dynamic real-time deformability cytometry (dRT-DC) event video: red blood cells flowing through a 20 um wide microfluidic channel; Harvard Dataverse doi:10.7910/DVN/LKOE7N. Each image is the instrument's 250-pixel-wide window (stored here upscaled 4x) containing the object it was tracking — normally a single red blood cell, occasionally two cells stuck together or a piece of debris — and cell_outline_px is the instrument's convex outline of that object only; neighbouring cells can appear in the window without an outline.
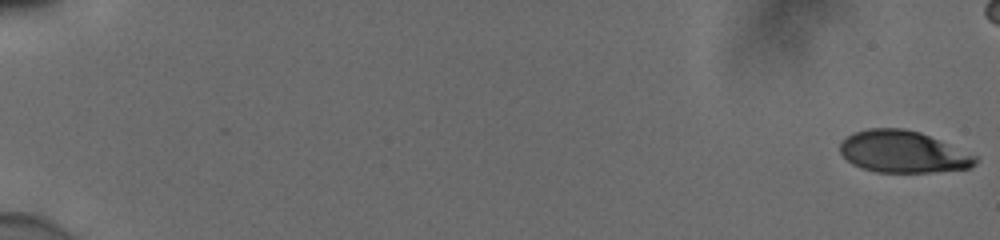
{"species": "human", "species_latin": "Homo sapiens", "temperature_condition": "cold", "stored_images_in_passage": 53, "camera_frame_rate_fps": 3000, "um_per_image_px": 0.085, "donor": {"sex": "male"}, "frame": {"image": 1, "passage_image": 1, "time_ms": 0.0, "image_size_px": [1000, 240], "cell_outline_px": [[980, 156], [976, 164], [968, 168], [932, 172], [876, 172], [852, 164], [840, 152], [840, 144], [848, 136], [856, 132], [868, 128], [904, 128], [920, 132]], "centroid_in_image_um": [76.81, 12.9], "position_along_channel_um": 8.2, "area_um2": 33.0}}
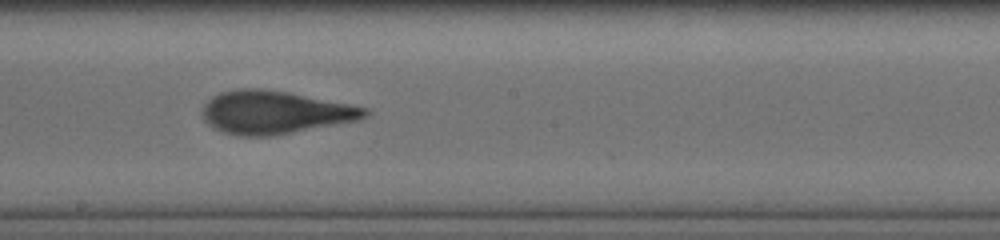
{"frame": {"image": 2, "passage_image": 34, "time_ms": 11.0, "image_size_px": [1000, 240], "cell_outline_px": [[368, 112], [364, 116], [356, 120], [272, 136], [240, 136], [224, 132], [212, 128], [204, 120], [200, 112], [204, 104], [212, 96], [220, 92], [240, 88], [260, 88], [288, 92], [368, 108]], "centroid_in_image_um": [23.26, 9.54], "position_along_channel_um": 224.9, "area_um2": 40.46}}
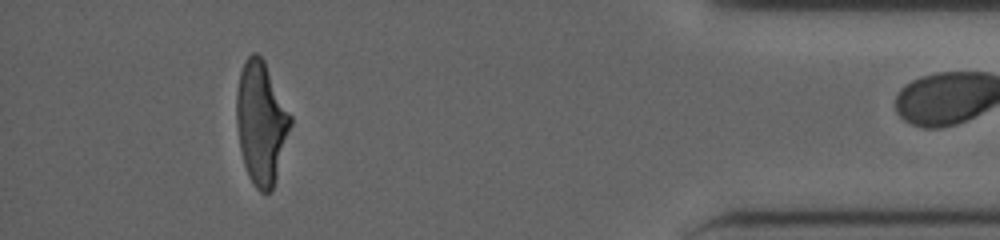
{"frame": {"image": 3, "passage_image": 52, "time_ms": 17.0, "image_size_px": [1000, 240], "cell_outline_px": [[292, 124], [272, 192], [260, 192], [256, 188], [248, 176], [240, 152], [236, 124], [236, 88], [240, 72], [244, 60], [252, 52], [256, 52], [264, 60], [292, 116]], "centroid_in_image_um": [22.19, 10.42], "position_along_channel_um": 413.0, "area_um2": 38.96}}